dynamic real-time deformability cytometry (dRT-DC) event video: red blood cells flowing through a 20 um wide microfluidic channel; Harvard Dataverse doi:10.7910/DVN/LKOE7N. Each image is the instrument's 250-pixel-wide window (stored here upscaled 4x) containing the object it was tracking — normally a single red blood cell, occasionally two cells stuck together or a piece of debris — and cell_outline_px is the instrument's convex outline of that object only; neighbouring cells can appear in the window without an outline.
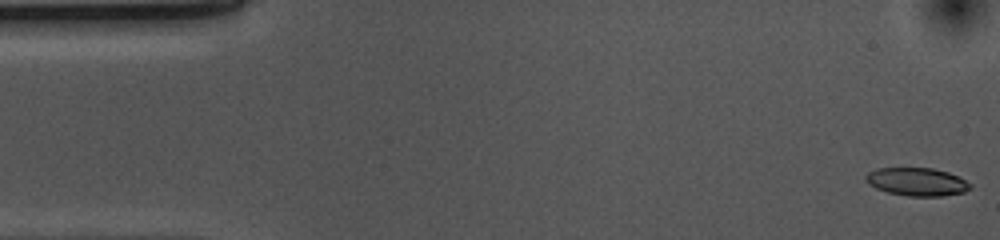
{"species": "common noctule bat (a hibernating species)", "species_latin": "Nyctalus noctula", "temperature_condition": "cold", "stored_images_in_passage": 53, "camera_frame_rate_fps": 3000, "um_per_image_px": 0.085, "animal": {"sex": "female", "body_mass_g": 10.0, "forearm_length_mm": 53.1}, "frame": {"image": 1, "passage_image": 1, "time_ms": 0.0, "image_size_px": [1000, 240], "cell_outline_px": [[972, 188], [964, 192], [944, 196], [908, 196], [888, 192], [876, 188], [868, 184], [864, 180], [864, 176], [868, 172], [876, 168], [932, 168], [948, 172], [972, 184]], "centroid_in_image_um": [77.91, 15.45], "position_along_channel_um": 7.1, "area_um2": 17.17}}
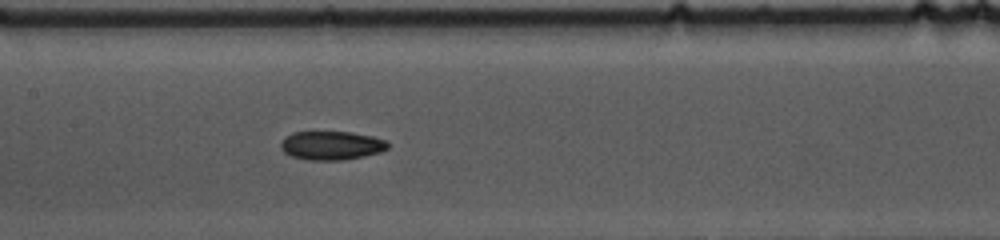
{"frame": {"image": 2, "passage_image": 24, "time_ms": 7.667, "image_size_px": [1000, 240], "cell_outline_px": [[388, 148], [380, 152], [364, 156], [344, 160], [308, 160], [292, 156], [284, 152], [280, 148], [280, 140], [284, 136], [292, 132], [348, 132], [372, 136], [388, 140]], "centroid_in_image_um": [28.15, 12.36], "position_along_channel_um": 179.3, "area_um2": 18.09}}
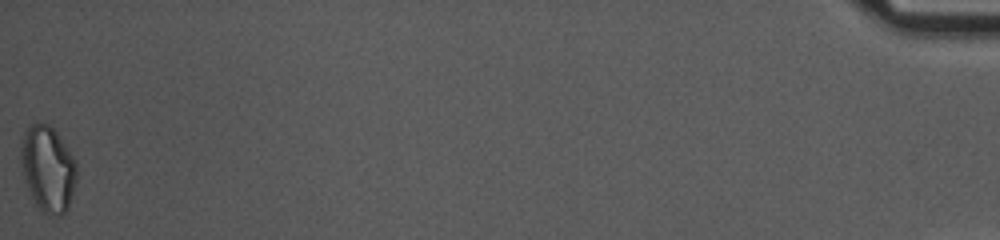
{"frame": {"image": 3, "passage_image": 53, "time_ms": 17.333, "image_size_px": [1000, 240], "cell_outline_px": [[76, 180], [68, 208], [60, 216], [52, 216], [44, 212], [36, 204], [24, 180], [20, 160], [20, 144], [24, 128], [32, 124], [48, 124], [56, 132], [68, 148], [76, 160]], "centroid_in_image_um": [4.05, 14.32], "position_along_channel_um": 431.1, "area_um2": 27.92}, "authors_computed_cell_mechanics": {"area_um2": 18.1492, "velocity_mm_per_s": 3.7051, "shape_relaxation_time_tau1_ms": 9.7851, "shape_relaxation_time_tau2_ms": 4.9056, "deformation_change_tau1": 0.2066, "deformation_change_tau2": 0.0969}}